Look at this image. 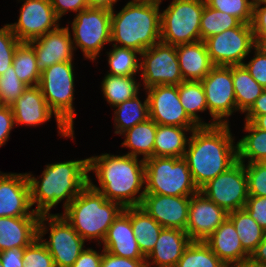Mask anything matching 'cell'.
Segmentation results:
<instances>
[{
  "label": "cell",
  "instance_id": "cell-59",
  "mask_svg": "<svg viewBox=\"0 0 266 267\" xmlns=\"http://www.w3.org/2000/svg\"><path fill=\"white\" fill-rule=\"evenodd\" d=\"M141 1H159V2H162V0H141Z\"/></svg>",
  "mask_w": 266,
  "mask_h": 267
},
{
  "label": "cell",
  "instance_id": "cell-18",
  "mask_svg": "<svg viewBox=\"0 0 266 267\" xmlns=\"http://www.w3.org/2000/svg\"><path fill=\"white\" fill-rule=\"evenodd\" d=\"M227 216L228 212L199 191L190 197L186 233L192 241H205Z\"/></svg>",
  "mask_w": 266,
  "mask_h": 267
},
{
  "label": "cell",
  "instance_id": "cell-41",
  "mask_svg": "<svg viewBox=\"0 0 266 267\" xmlns=\"http://www.w3.org/2000/svg\"><path fill=\"white\" fill-rule=\"evenodd\" d=\"M27 88L16 75L13 65L0 75V105L11 106Z\"/></svg>",
  "mask_w": 266,
  "mask_h": 267
},
{
  "label": "cell",
  "instance_id": "cell-15",
  "mask_svg": "<svg viewBox=\"0 0 266 267\" xmlns=\"http://www.w3.org/2000/svg\"><path fill=\"white\" fill-rule=\"evenodd\" d=\"M146 90L149 118L158 125L197 128L187 115L179 98L178 85H158Z\"/></svg>",
  "mask_w": 266,
  "mask_h": 267
},
{
  "label": "cell",
  "instance_id": "cell-45",
  "mask_svg": "<svg viewBox=\"0 0 266 267\" xmlns=\"http://www.w3.org/2000/svg\"><path fill=\"white\" fill-rule=\"evenodd\" d=\"M254 56L248 63H243L253 79L266 89V46L256 45Z\"/></svg>",
  "mask_w": 266,
  "mask_h": 267
},
{
  "label": "cell",
  "instance_id": "cell-43",
  "mask_svg": "<svg viewBox=\"0 0 266 267\" xmlns=\"http://www.w3.org/2000/svg\"><path fill=\"white\" fill-rule=\"evenodd\" d=\"M247 176L248 196H266V164L254 162L244 164Z\"/></svg>",
  "mask_w": 266,
  "mask_h": 267
},
{
  "label": "cell",
  "instance_id": "cell-54",
  "mask_svg": "<svg viewBox=\"0 0 266 267\" xmlns=\"http://www.w3.org/2000/svg\"><path fill=\"white\" fill-rule=\"evenodd\" d=\"M252 262L266 265V235L249 258Z\"/></svg>",
  "mask_w": 266,
  "mask_h": 267
},
{
  "label": "cell",
  "instance_id": "cell-7",
  "mask_svg": "<svg viewBox=\"0 0 266 267\" xmlns=\"http://www.w3.org/2000/svg\"><path fill=\"white\" fill-rule=\"evenodd\" d=\"M73 67L72 62L56 63L41 73L38 84L49 108L72 132L76 116Z\"/></svg>",
  "mask_w": 266,
  "mask_h": 267
},
{
  "label": "cell",
  "instance_id": "cell-26",
  "mask_svg": "<svg viewBox=\"0 0 266 267\" xmlns=\"http://www.w3.org/2000/svg\"><path fill=\"white\" fill-rule=\"evenodd\" d=\"M176 51L180 72L184 81H201L214 67L205 42L202 40L179 44L176 46Z\"/></svg>",
  "mask_w": 266,
  "mask_h": 267
},
{
  "label": "cell",
  "instance_id": "cell-50",
  "mask_svg": "<svg viewBox=\"0 0 266 267\" xmlns=\"http://www.w3.org/2000/svg\"><path fill=\"white\" fill-rule=\"evenodd\" d=\"M14 125L15 120L11 106L0 105V147L8 141Z\"/></svg>",
  "mask_w": 266,
  "mask_h": 267
},
{
  "label": "cell",
  "instance_id": "cell-38",
  "mask_svg": "<svg viewBox=\"0 0 266 267\" xmlns=\"http://www.w3.org/2000/svg\"><path fill=\"white\" fill-rule=\"evenodd\" d=\"M175 267H227L204 241H191Z\"/></svg>",
  "mask_w": 266,
  "mask_h": 267
},
{
  "label": "cell",
  "instance_id": "cell-35",
  "mask_svg": "<svg viewBox=\"0 0 266 267\" xmlns=\"http://www.w3.org/2000/svg\"><path fill=\"white\" fill-rule=\"evenodd\" d=\"M133 76H119L106 74L101 82L102 92L107 102L115 107L116 105L130 100L139 94L140 83H137Z\"/></svg>",
  "mask_w": 266,
  "mask_h": 267
},
{
  "label": "cell",
  "instance_id": "cell-6",
  "mask_svg": "<svg viewBox=\"0 0 266 267\" xmlns=\"http://www.w3.org/2000/svg\"><path fill=\"white\" fill-rule=\"evenodd\" d=\"M145 185V193L165 196H192L200 191L183 157L146 159Z\"/></svg>",
  "mask_w": 266,
  "mask_h": 267
},
{
  "label": "cell",
  "instance_id": "cell-13",
  "mask_svg": "<svg viewBox=\"0 0 266 267\" xmlns=\"http://www.w3.org/2000/svg\"><path fill=\"white\" fill-rule=\"evenodd\" d=\"M212 125L229 124L228 118L237 111L231 66H214L201 80Z\"/></svg>",
  "mask_w": 266,
  "mask_h": 267
},
{
  "label": "cell",
  "instance_id": "cell-14",
  "mask_svg": "<svg viewBox=\"0 0 266 267\" xmlns=\"http://www.w3.org/2000/svg\"><path fill=\"white\" fill-rule=\"evenodd\" d=\"M200 192L228 213L243 209L248 199L244 163L237 161L227 171L205 184Z\"/></svg>",
  "mask_w": 266,
  "mask_h": 267
},
{
  "label": "cell",
  "instance_id": "cell-33",
  "mask_svg": "<svg viewBox=\"0 0 266 267\" xmlns=\"http://www.w3.org/2000/svg\"><path fill=\"white\" fill-rule=\"evenodd\" d=\"M179 98L187 115L198 126H211V123L202 122L198 112L208 110L205 98V90L201 81H183L178 85Z\"/></svg>",
  "mask_w": 266,
  "mask_h": 267
},
{
  "label": "cell",
  "instance_id": "cell-56",
  "mask_svg": "<svg viewBox=\"0 0 266 267\" xmlns=\"http://www.w3.org/2000/svg\"><path fill=\"white\" fill-rule=\"evenodd\" d=\"M90 7H104L108 9H113L114 4L118 0H88Z\"/></svg>",
  "mask_w": 266,
  "mask_h": 267
},
{
  "label": "cell",
  "instance_id": "cell-32",
  "mask_svg": "<svg viewBox=\"0 0 266 267\" xmlns=\"http://www.w3.org/2000/svg\"><path fill=\"white\" fill-rule=\"evenodd\" d=\"M244 131L247 135L237 142V161L247 163L263 162L266 159V131L256 128L245 121Z\"/></svg>",
  "mask_w": 266,
  "mask_h": 267
},
{
  "label": "cell",
  "instance_id": "cell-51",
  "mask_svg": "<svg viewBox=\"0 0 266 267\" xmlns=\"http://www.w3.org/2000/svg\"><path fill=\"white\" fill-rule=\"evenodd\" d=\"M103 251L99 253L91 248L84 249L71 267H101Z\"/></svg>",
  "mask_w": 266,
  "mask_h": 267
},
{
  "label": "cell",
  "instance_id": "cell-53",
  "mask_svg": "<svg viewBox=\"0 0 266 267\" xmlns=\"http://www.w3.org/2000/svg\"><path fill=\"white\" fill-rule=\"evenodd\" d=\"M266 114V89L255 100L251 108L246 112V116H259Z\"/></svg>",
  "mask_w": 266,
  "mask_h": 267
},
{
  "label": "cell",
  "instance_id": "cell-19",
  "mask_svg": "<svg viewBox=\"0 0 266 267\" xmlns=\"http://www.w3.org/2000/svg\"><path fill=\"white\" fill-rule=\"evenodd\" d=\"M31 208L27 174L0 171V217L40 216Z\"/></svg>",
  "mask_w": 266,
  "mask_h": 267
},
{
  "label": "cell",
  "instance_id": "cell-22",
  "mask_svg": "<svg viewBox=\"0 0 266 267\" xmlns=\"http://www.w3.org/2000/svg\"><path fill=\"white\" fill-rule=\"evenodd\" d=\"M102 243L103 249L110 254L130 259H146L132 230L131 207H125L118 215Z\"/></svg>",
  "mask_w": 266,
  "mask_h": 267
},
{
  "label": "cell",
  "instance_id": "cell-37",
  "mask_svg": "<svg viewBox=\"0 0 266 267\" xmlns=\"http://www.w3.org/2000/svg\"><path fill=\"white\" fill-rule=\"evenodd\" d=\"M241 23L238 18L205 4L200 23V40L204 41L228 29L238 27Z\"/></svg>",
  "mask_w": 266,
  "mask_h": 267
},
{
  "label": "cell",
  "instance_id": "cell-52",
  "mask_svg": "<svg viewBox=\"0 0 266 267\" xmlns=\"http://www.w3.org/2000/svg\"><path fill=\"white\" fill-rule=\"evenodd\" d=\"M25 247L19 249H9L0 252V262L3 267H23V254Z\"/></svg>",
  "mask_w": 266,
  "mask_h": 267
},
{
  "label": "cell",
  "instance_id": "cell-9",
  "mask_svg": "<svg viewBox=\"0 0 266 267\" xmlns=\"http://www.w3.org/2000/svg\"><path fill=\"white\" fill-rule=\"evenodd\" d=\"M71 25L73 48L79 47L87 59L96 60L104 45L111 42V9L86 8L76 14Z\"/></svg>",
  "mask_w": 266,
  "mask_h": 267
},
{
  "label": "cell",
  "instance_id": "cell-31",
  "mask_svg": "<svg viewBox=\"0 0 266 267\" xmlns=\"http://www.w3.org/2000/svg\"><path fill=\"white\" fill-rule=\"evenodd\" d=\"M239 235L243 250L251 256L257 245L263 240L266 231L243 208L231 211L227 216Z\"/></svg>",
  "mask_w": 266,
  "mask_h": 267
},
{
  "label": "cell",
  "instance_id": "cell-10",
  "mask_svg": "<svg viewBox=\"0 0 266 267\" xmlns=\"http://www.w3.org/2000/svg\"><path fill=\"white\" fill-rule=\"evenodd\" d=\"M48 230L50 231L49 240L45 241L43 236ZM38 237L53 257L55 267H71L84 250L85 240L59 213L40 214Z\"/></svg>",
  "mask_w": 266,
  "mask_h": 267
},
{
  "label": "cell",
  "instance_id": "cell-34",
  "mask_svg": "<svg viewBox=\"0 0 266 267\" xmlns=\"http://www.w3.org/2000/svg\"><path fill=\"white\" fill-rule=\"evenodd\" d=\"M114 125L115 134H122L136 124L145 122L149 118L148 98L142 103L138 95L115 106Z\"/></svg>",
  "mask_w": 266,
  "mask_h": 267
},
{
  "label": "cell",
  "instance_id": "cell-46",
  "mask_svg": "<svg viewBox=\"0 0 266 267\" xmlns=\"http://www.w3.org/2000/svg\"><path fill=\"white\" fill-rule=\"evenodd\" d=\"M252 30L254 33L255 43L259 46H266V5H253Z\"/></svg>",
  "mask_w": 266,
  "mask_h": 267
},
{
  "label": "cell",
  "instance_id": "cell-21",
  "mask_svg": "<svg viewBox=\"0 0 266 267\" xmlns=\"http://www.w3.org/2000/svg\"><path fill=\"white\" fill-rule=\"evenodd\" d=\"M69 27L60 25L47 34L27 42L36 55V64L40 73L60 62H72L73 42Z\"/></svg>",
  "mask_w": 266,
  "mask_h": 267
},
{
  "label": "cell",
  "instance_id": "cell-8",
  "mask_svg": "<svg viewBox=\"0 0 266 267\" xmlns=\"http://www.w3.org/2000/svg\"><path fill=\"white\" fill-rule=\"evenodd\" d=\"M204 0H172L161 13V42L169 45L200 41Z\"/></svg>",
  "mask_w": 266,
  "mask_h": 267
},
{
  "label": "cell",
  "instance_id": "cell-39",
  "mask_svg": "<svg viewBox=\"0 0 266 267\" xmlns=\"http://www.w3.org/2000/svg\"><path fill=\"white\" fill-rule=\"evenodd\" d=\"M114 48L107 52L110 70L108 74L119 76H133L140 70V59L137 55L140 52L130 49L113 46Z\"/></svg>",
  "mask_w": 266,
  "mask_h": 267
},
{
  "label": "cell",
  "instance_id": "cell-11",
  "mask_svg": "<svg viewBox=\"0 0 266 267\" xmlns=\"http://www.w3.org/2000/svg\"><path fill=\"white\" fill-rule=\"evenodd\" d=\"M214 66L243 65L256 46L251 24L241 23L204 40Z\"/></svg>",
  "mask_w": 266,
  "mask_h": 267
},
{
  "label": "cell",
  "instance_id": "cell-28",
  "mask_svg": "<svg viewBox=\"0 0 266 267\" xmlns=\"http://www.w3.org/2000/svg\"><path fill=\"white\" fill-rule=\"evenodd\" d=\"M157 123L148 118L145 122L136 124L121 135L126 136L123 147L130 148L126 155L137 157L143 155V160L154 157V142Z\"/></svg>",
  "mask_w": 266,
  "mask_h": 267
},
{
  "label": "cell",
  "instance_id": "cell-29",
  "mask_svg": "<svg viewBox=\"0 0 266 267\" xmlns=\"http://www.w3.org/2000/svg\"><path fill=\"white\" fill-rule=\"evenodd\" d=\"M131 224L138 247L146 257L156 245L163 227L140 206L131 207Z\"/></svg>",
  "mask_w": 266,
  "mask_h": 267
},
{
  "label": "cell",
  "instance_id": "cell-23",
  "mask_svg": "<svg viewBox=\"0 0 266 267\" xmlns=\"http://www.w3.org/2000/svg\"><path fill=\"white\" fill-rule=\"evenodd\" d=\"M191 241L184 230L163 228L153 250L146 256V267H175Z\"/></svg>",
  "mask_w": 266,
  "mask_h": 267
},
{
  "label": "cell",
  "instance_id": "cell-1",
  "mask_svg": "<svg viewBox=\"0 0 266 267\" xmlns=\"http://www.w3.org/2000/svg\"><path fill=\"white\" fill-rule=\"evenodd\" d=\"M191 133L183 158L200 190L237 162V144L229 124L198 126Z\"/></svg>",
  "mask_w": 266,
  "mask_h": 267
},
{
  "label": "cell",
  "instance_id": "cell-12",
  "mask_svg": "<svg viewBox=\"0 0 266 267\" xmlns=\"http://www.w3.org/2000/svg\"><path fill=\"white\" fill-rule=\"evenodd\" d=\"M140 71L145 89L183 82L175 45L158 42L141 53Z\"/></svg>",
  "mask_w": 266,
  "mask_h": 267
},
{
  "label": "cell",
  "instance_id": "cell-5",
  "mask_svg": "<svg viewBox=\"0 0 266 267\" xmlns=\"http://www.w3.org/2000/svg\"><path fill=\"white\" fill-rule=\"evenodd\" d=\"M123 210L120 203L107 200L88 184L61 215L85 241L94 239L100 245Z\"/></svg>",
  "mask_w": 266,
  "mask_h": 267
},
{
  "label": "cell",
  "instance_id": "cell-42",
  "mask_svg": "<svg viewBox=\"0 0 266 267\" xmlns=\"http://www.w3.org/2000/svg\"><path fill=\"white\" fill-rule=\"evenodd\" d=\"M23 262V267H55L53 257L39 237L25 247Z\"/></svg>",
  "mask_w": 266,
  "mask_h": 267
},
{
  "label": "cell",
  "instance_id": "cell-4",
  "mask_svg": "<svg viewBox=\"0 0 266 267\" xmlns=\"http://www.w3.org/2000/svg\"><path fill=\"white\" fill-rule=\"evenodd\" d=\"M160 4L159 1L132 0L117 14L111 9V42H116L113 46L142 53L160 42Z\"/></svg>",
  "mask_w": 266,
  "mask_h": 267
},
{
  "label": "cell",
  "instance_id": "cell-27",
  "mask_svg": "<svg viewBox=\"0 0 266 267\" xmlns=\"http://www.w3.org/2000/svg\"><path fill=\"white\" fill-rule=\"evenodd\" d=\"M195 128L180 126L158 125L154 142V157L182 158L190 139L185 131L190 133Z\"/></svg>",
  "mask_w": 266,
  "mask_h": 267
},
{
  "label": "cell",
  "instance_id": "cell-44",
  "mask_svg": "<svg viewBox=\"0 0 266 267\" xmlns=\"http://www.w3.org/2000/svg\"><path fill=\"white\" fill-rule=\"evenodd\" d=\"M20 43L9 24L0 28V75L12 65L15 49Z\"/></svg>",
  "mask_w": 266,
  "mask_h": 267
},
{
  "label": "cell",
  "instance_id": "cell-2",
  "mask_svg": "<svg viewBox=\"0 0 266 267\" xmlns=\"http://www.w3.org/2000/svg\"><path fill=\"white\" fill-rule=\"evenodd\" d=\"M88 171L95 172L100 187L90 177L89 185L107 200L118 202L124 208L141 205L145 194V189L141 191L145 184V160L105 153L88 158Z\"/></svg>",
  "mask_w": 266,
  "mask_h": 267
},
{
  "label": "cell",
  "instance_id": "cell-20",
  "mask_svg": "<svg viewBox=\"0 0 266 267\" xmlns=\"http://www.w3.org/2000/svg\"><path fill=\"white\" fill-rule=\"evenodd\" d=\"M190 197L145 193L140 207L163 228L186 231Z\"/></svg>",
  "mask_w": 266,
  "mask_h": 267
},
{
  "label": "cell",
  "instance_id": "cell-58",
  "mask_svg": "<svg viewBox=\"0 0 266 267\" xmlns=\"http://www.w3.org/2000/svg\"><path fill=\"white\" fill-rule=\"evenodd\" d=\"M254 4H264L266 5V0H255Z\"/></svg>",
  "mask_w": 266,
  "mask_h": 267
},
{
  "label": "cell",
  "instance_id": "cell-17",
  "mask_svg": "<svg viewBox=\"0 0 266 267\" xmlns=\"http://www.w3.org/2000/svg\"><path fill=\"white\" fill-rule=\"evenodd\" d=\"M15 125L38 126L49 121L54 114L58 133L62 137L74 138L72 132L49 108L38 85L27 86L23 94L11 105Z\"/></svg>",
  "mask_w": 266,
  "mask_h": 267
},
{
  "label": "cell",
  "instance_id": "cell-57",
  "mask_svg": "<svg viewBox=\"0 0 266 267\" xmlns=\"http://www.w3.org/2000/svg\"><path fill=\"white\" fill-rule=\"evenodd\" d=\"M233 267H266V265L256 264L249 259V260H246L245 262H243L239 265L233 266Z\"/></svg>",
  "mask_w": 266,
  "mask_h": 267
},
{
  "label": "cell",
  "instance_id": "cell-47",
  "mask_svg": "<svg viewBox=\"0 0 266 267\" xmlns=\"http://www.w3.org/2000/svg\"><path fill=\"white\" fill-rule=\"evenodd\" d=\"M244 209L266 231V196H248Z\"/></svg>",
  "mask_w": 266,
  "mask_h": 267
},
{
  "label": "cell",
  "instance_id": "cell-24",
  "mask_svg": "<svg viewBox=\"0 0 266 267\" xmlns=\"http://www.w3.org/2000/svg\"><path fill=\"white\" fill-rule=\"evenodd\" d=\"M204 242L227 267L239 265L250 258L228 217Z\"/></svg>",
  "mask_w": 266,
  "mask_h": 267
},
{
  "label": "cell",
  "instance_id": "cell-16",
  "mask_svg": "<svg viewBox=\"0 0 266 267\" xmlns=\"http://www.w3.org/2000/svg\"><path fill=\"white\" fill-rule=\"evenodd\" d=\"M18 22L9 24L20 42L37 39L59 26L50 0H22Z\"/></svg>",
  "mask_w": 266,
  "mask_h": 267
},
{
  "label": "cell",
  "instance_id": "cell-25",
  "mask_svg": "<svg viewBox=\"0 0 266 267\" xmlns=\"http://www.w3.org/2000/svg\"><path fill=\"white\" fill-rule=\"evenodd\" d=\"M40 216L0 217V252L27 247L38 238Z\"/></svg>",
  "mask_w": 266,
  "mask_h": 267
},
{
  "label": "cell",
  "instance_id": "cell-3",
  "mask_svg": "<svg viewBox=\"0 0 266 267\" xmlns=\"http://www.w3.org/2000/svg\"><path fill=\"white\" fill-rule=\"evenodd\" d=\"M88 173V158L48 164L38 178L26 173L31 205L37 204L34 211L39 214H49L51 208L62 200H65L63 203L65 209L89 184Z\"/></svg>",
  "mask_w": 266,
  "mask_h": 267
},
{
  "label": "cell",
  "instance_id": "cell-36",
  "mask_svg": "<svg viewBox=\"0 0 266 267\" xmlns=\"http://www.w3.org/2000/svg\"><path fill=\"white\" fill-rule=\"evenodd\" d=\"M36 61L34 49L27 42H21L15 49L12 65L18 78L27 86L39 84L41 73Z\"/></svg>",
  "mask_w": 266,
  "mask_h": 267
},
{
  "label": "cell",
  "instance_id": "cell-40",
  "mask_svg": "<svg viewBox=\"0 0 266 267\" xmlns=\"http://www.w3.org/2000/svg\"><path fill=\"white\" fill-rule=\"evenodd\" d=\"M209 7L228 13L242 23L251 24L255 0H204Z\"/></svg>",
  "mask_w": 266,
  "mask_h": 267
},
{
  "label": "cell",
  "instance_id": "cell-30",
  "mask_svg": "<svg viewBox=\"0 0 266 267\" xmlns=\"http://www.w3.org/2000/svg\"><path fill=\"white\" fill-rule=\"evenodd\" d=\"M232 79L237 111L246 113L265 90L244 65H232Z\"/></svg>",
  "mask_w": 266,
  "mask_h": 267
},
{
  "label": "cell",
  "instance_id": "cell-55",
  "mask_svg": "<svg viewBox=\"0 0 266 267\" xmlns=\"http://www.w3.org/2000/svg\"><path fill=\"white\" fill-rule=\"evenodd\" d=\"M245 121H249L256 128L266 131V114L259 116H245Z\"/></svg>",
  "mask_w": 266,
  "mask_h": 267
},
{
  "label": "cell",
  "instance_id": "cell-48",
  "mask_svg": "<svg viewBox=\"0 0 266 267\" xmlns=\"http://www.w3.org/2000/svg\"><path fill=\"white\" fill-rule=\"evenodd\" d=\"M55 15L60 20L69 11L80 12L89 8L88 0H50Z\"/></svg>",
  "mask_w": 266,
  "mask_h": 267
},
{
  "label": "cell",
  "instance_id": "cell-49",
  "mask_svg": "<svg viewBox=\"0 0 266 267\" xmlns=\"http://www.w3.org/2000/svg\"><path fill=\"white\" fill-rule=\"evenodd\" d=\"M101 267H146V259L119 257L104 250Z\"/></svg>",
  "mask_w": 266,
  "mask_h": 267
}]
</instances>
